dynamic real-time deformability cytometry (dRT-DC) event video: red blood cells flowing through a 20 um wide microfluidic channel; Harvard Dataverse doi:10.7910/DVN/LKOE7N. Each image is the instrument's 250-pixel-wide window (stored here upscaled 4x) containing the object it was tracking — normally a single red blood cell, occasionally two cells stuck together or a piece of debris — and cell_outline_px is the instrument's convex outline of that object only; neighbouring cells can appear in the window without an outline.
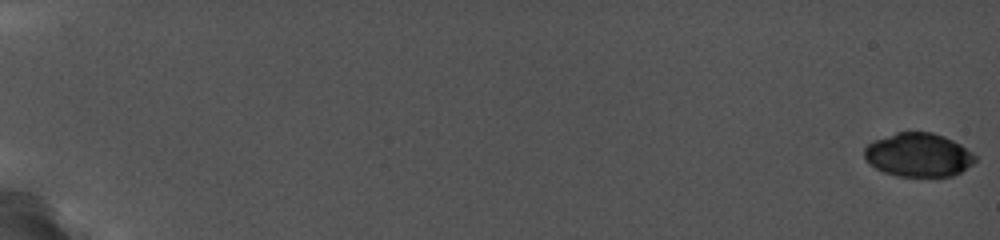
{"species": "common noctule bat (a hibernating species)", "species_latin": "Nyctalus noctula", "temperature_condition": "cold", "stored_images_in_passage": 37, "camera_frame_rate_fps": 5000, "um_per_image_px": 0.085, "animal": {"sex": "female", "body_mass_g": 19.0, "forearm_length_mm": 56.7}, "frame": {"image": 1, "passage_image": 1, "time_ms": 0.0, "image_size_px": [1000, 240], "cell_outline_px": [[976, 160], [972, 164], [960, 172], [948, 176], [900, 176], [876, 168], [864, 156], [864, 148], [872, 140], [896, 132], [932, 132], [944, 136], [960, 144], [972, 152], [976, 156]], "centroid_in_image_um": [78.07, 13.14], "position_along_channel_um": 6.9, "area_um2": 27.92}}
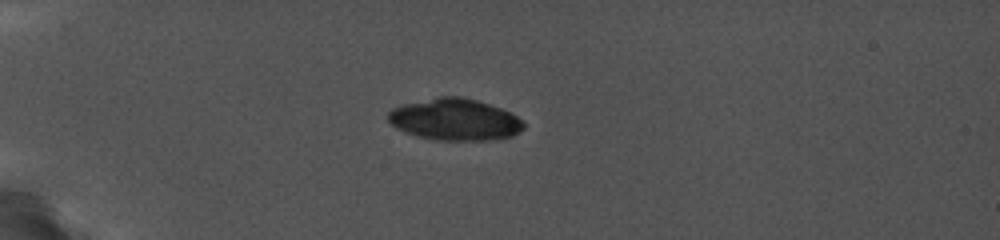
{"frame": {"image": 2, "passage_image": 29, "time_ms": 5.8, "image_size_px": [1000, 240], "cell_outline_px": [[524, 128], [512, 136], [484, 140], [440, 140], [420, 136], [396, 128], [388, 120], [388, 112], [392, 108], [404, 104], [440, 96], [460, 96], [476, 100], [500, 108], [516, 116], [524, 124]], "centroid_in_image_um": [38.65, 10.15], "position_along_channel_um": 46.4, "area_um2": 32.37}}